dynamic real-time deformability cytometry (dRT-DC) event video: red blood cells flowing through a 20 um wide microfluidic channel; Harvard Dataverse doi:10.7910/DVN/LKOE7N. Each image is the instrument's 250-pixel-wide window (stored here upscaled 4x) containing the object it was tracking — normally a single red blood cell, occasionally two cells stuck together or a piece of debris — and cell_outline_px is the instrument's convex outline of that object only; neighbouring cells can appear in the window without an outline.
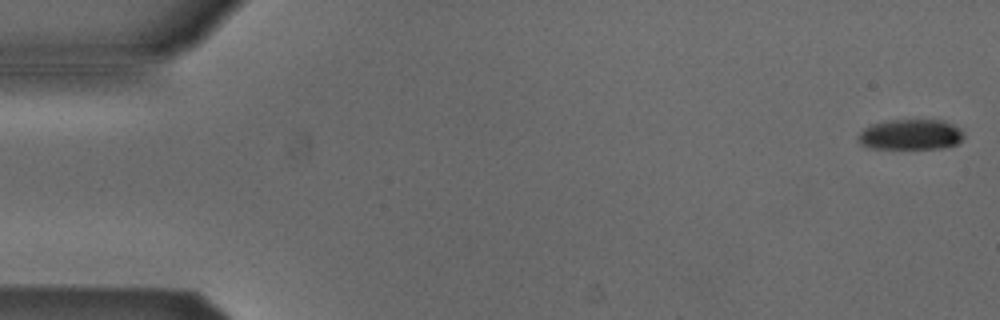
{"species": "Egyptian fruit bat (a non-hibernating species)", "species_latin": "Rousettus aegyptiacus", "temperature_condition": "cold", "stored_images_in_passage": 11, "camera_frame_rate_fps": 3000, "um_per_image_px": 0.085, "animal": {"sex": "male"}, "frame": {"image": 1, "passage_image": 1, "time_ms": 0.0, "image_size_px": [1000, 320], "cell_outline_px": [[964, 136], [956, 144], [944, 148], [872, 148], [864, 144], [860, 140], [860, 132], [864, 128], [872, 124], [892, 120], [944, 120], [960, 128], [964, 132]], "centroid_in_image_um": [77.47, 11.43], "position_along_channel_um": 7.5, "area_um2": 18.44}}